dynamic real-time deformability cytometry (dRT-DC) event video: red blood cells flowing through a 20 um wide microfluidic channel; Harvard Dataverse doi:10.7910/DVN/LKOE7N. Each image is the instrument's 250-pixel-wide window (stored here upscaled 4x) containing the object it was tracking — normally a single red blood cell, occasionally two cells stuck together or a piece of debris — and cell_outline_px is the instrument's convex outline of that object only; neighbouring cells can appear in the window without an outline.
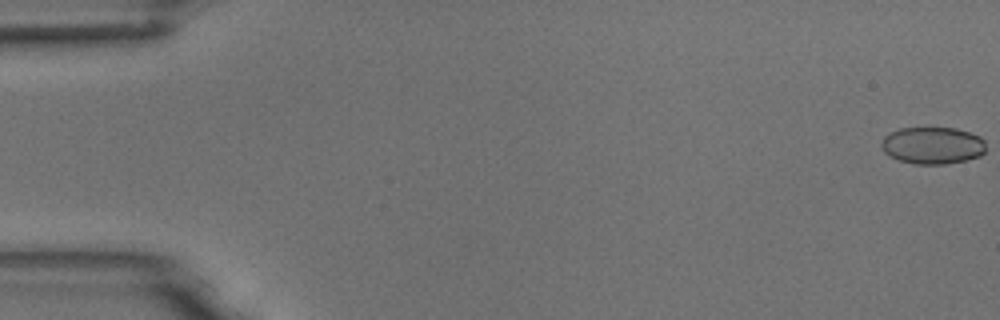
{"species": "common noctule bat (a hibernating species)", "species_latin": "Nyctalus noctula", "temperature_condition": "room temperature", "stored_images_in_passage": 5, "camera_frame_rate_fps": 3000, "um_per_image_px": 0.085, "animal": {"sex": "male", "body_mass_g": 18.8}, "frame": {"image": 1, "passage_image": 1, "time_ms": 0.0, "image_size_px": [1000, 320], "cell_outline_px": [[984, 152], [980, 156], [964, 160], [944, 164], [916, 164], [900, 160], [884, 152], [880, 144], [884, 136], [900, 128], [956, 128], [980, 136], [984, 140]], "centroid_in_image_um": [79.27, 12.36], "position_along_channel_um": 5.7, "area_um2": 22.37}}
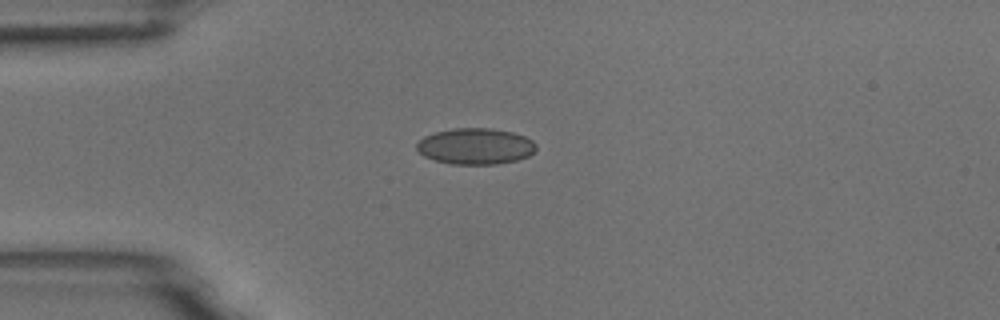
{"frame": {"image": 2, "passage_image": 5, "time_ms": 1.333, "image_size_px": [1000, 320], "cell_outline_px": [[536, 148], [528, 156], [516, 160], [496, 164], [452, 164], [436, 160], [424, 156], [416, 148], [416, 144], [424, 136], [436, 132], [452, 128], [492, 128], [512, 132], [524, 136], [532, 140], [536, 144]], "centroid_in_image_um": [40.41, 12.42], "position_along_channel_um": 44.6, "area_um2": 25.03}}